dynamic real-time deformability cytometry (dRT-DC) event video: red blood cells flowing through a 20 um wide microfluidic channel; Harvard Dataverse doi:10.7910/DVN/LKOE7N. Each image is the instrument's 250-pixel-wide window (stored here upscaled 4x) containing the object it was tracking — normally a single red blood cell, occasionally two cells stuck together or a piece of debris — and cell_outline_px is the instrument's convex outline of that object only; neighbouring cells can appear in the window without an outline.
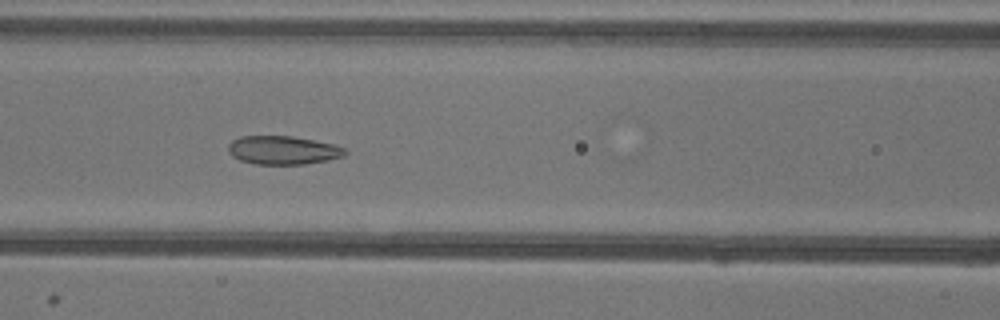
{"species": "common noctule bat (a hibernating species)", "species_latin": "Nyctalus noctula", "temperature_condition": "warm", "stored_images_in_passage": 46, "camera_frame_rate_fps": 3000, "um_per_image_px": 0.085, "animal": {"sex": "female"}, "frame": {"image": 1, "passage_image": 16, "time_ms": 5.0, "image_size_px": [1000, 320], "cell_outline_px": [[348, 152], [344, 156], [328, 160], [304, 164], [256, 164], [240, 160], [232, 156], [228, 152], [228, 144], [232, 140], [240, 136], [292, 136], [336, 144], [348, 148]], "centroid_in_image_um": [24.09, 12.76], "position_along_channel_um": 142.5, "area_um2": 19.65}}
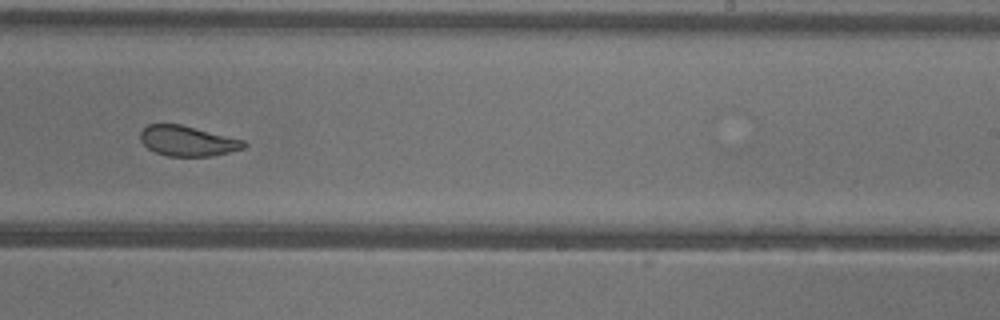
{"frame": {"image": 2, "passage_image": 26, "time_ms": 8.333, "image_size_px": [1000, 320], "cell_outline_px": [[248, 144], [244, 148], [212, 156], [168, 156], [156, 152], [148, 148], [140, 140], [140, 132], [148, 124], [180, 124], [244, 140]], "centroid_in_image_um": [15.94, 11.98], "position_along_channel_um": 273.1, "area_um2": 18.09}}
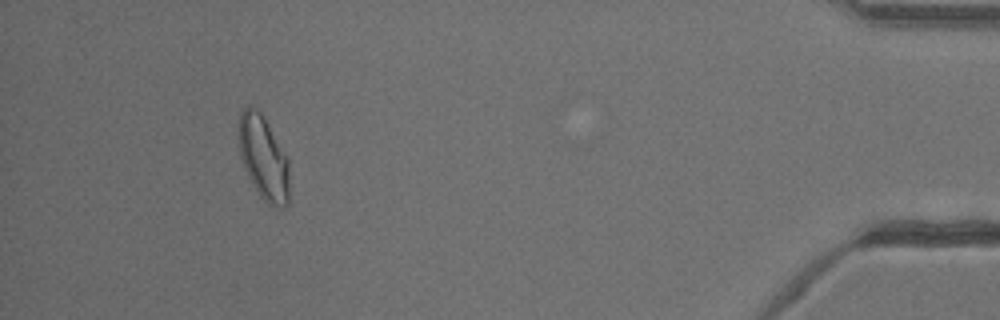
{"frame": {"image": 3, "passage_image": 42, "time_ms": 13.667, "image_size_px": [1000, 320], "cell_outline_px": [[288, 204], [284, 208], [276, 208], [268, 204], [260, 196], [248, 176], [244, 168], [240, 152], [236, 124], [240, 112], [248, 104], [256, 108], [260, 112], [288, 156]], "centroid_in_image_um": [22.37, 13.39], "position_along_channel_um": 412.8, "area_um2": 25.09}, "authors_computed_cell_mechanics": {"area_um2": 21.1837, "velocity_mm_per_s": 3.9287, "shape_relaxation_time_tau1_ms": null, "shape_relaxation_time_tau2_ms": 1.3375, "deformation_change_tau1": null, "deformation_change_tau2": 0.0774}}